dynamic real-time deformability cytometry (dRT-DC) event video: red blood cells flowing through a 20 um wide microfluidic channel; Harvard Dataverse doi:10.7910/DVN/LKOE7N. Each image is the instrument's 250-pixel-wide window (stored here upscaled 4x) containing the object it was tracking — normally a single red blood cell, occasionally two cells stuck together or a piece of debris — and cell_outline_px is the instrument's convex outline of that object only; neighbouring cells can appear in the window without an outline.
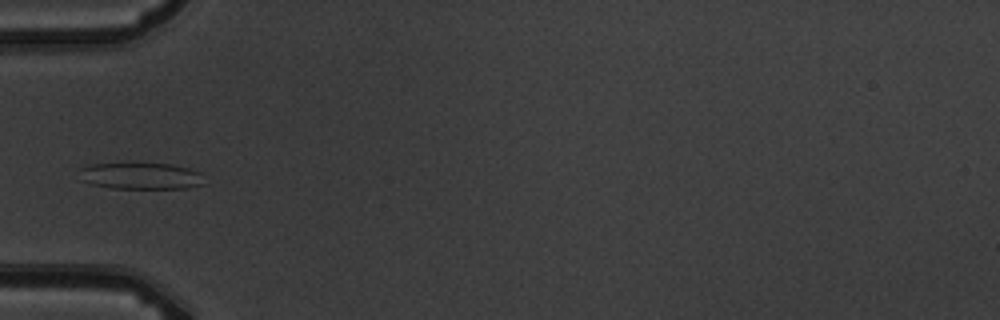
{"species": "common noctule bat (a hibernating species)", "species_latin": "Nyctalus noctula", "temperature_condition": "warm", "stored_images_in_passage": 5, "camera_frame_rate_fps": 3000, "um_per_image_px": 0.085, "animal": {"sex": "male", "body_mass_g": 19.5, "forearm_length_mm": 54.6}, "frame": {"image": 1, "passage_image": 5, "time_ms": 4.667, "image_size_px": [1000, 320], "cell_outline_px": [[208, 184], [188, 188], [112, 188], [92, 184], [80, 180], [80, 168], [88, 164], [132, 160], [172, 164], [188, 168], [200, 172]], "centroid_in_image_um": [11.97, 14.9], "position_along_channel_um": 73.0, "area_um2": 20.63}}